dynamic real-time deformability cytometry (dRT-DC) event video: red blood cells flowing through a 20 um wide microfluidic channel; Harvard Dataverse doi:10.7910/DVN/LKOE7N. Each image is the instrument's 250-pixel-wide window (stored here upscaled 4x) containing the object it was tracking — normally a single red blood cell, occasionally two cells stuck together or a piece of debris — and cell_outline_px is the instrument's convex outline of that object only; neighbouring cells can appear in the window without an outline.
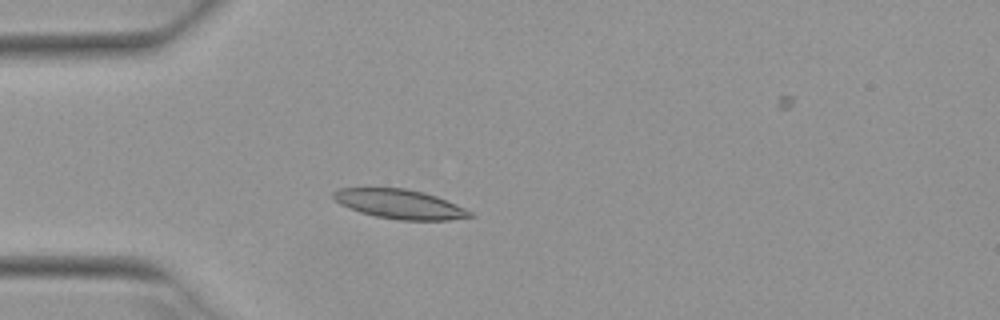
{"species": "Egyptian fruit bat (a non-hibernating species)", "species_latin": "Rousettus aegyptiacus", "temperature_condition": "warm", "stored_images_in_passage": 53, "camera_frame_rate_fps": 3000, "um_per_image_px": 0.085, "animal": {"sex": "female"}, "frame": {"image": 1, "passage_image": 15, "time_ms": 4.667, "image_size_px": [1000, 320], "cell_outline_px": [[472, 216], [448, 220], [400, 220], [376, 216], [360, 212], [348, 208], [340, 204], [332, 196], [332, 192], [340, 188], [404, 188], [424, 192], [436, 196], [456, 204], [472, 212]], "centroid_in_image_um": [33.95, 17.34], "position_along_channel_um": 51.0, "area_um2": 23.18}}
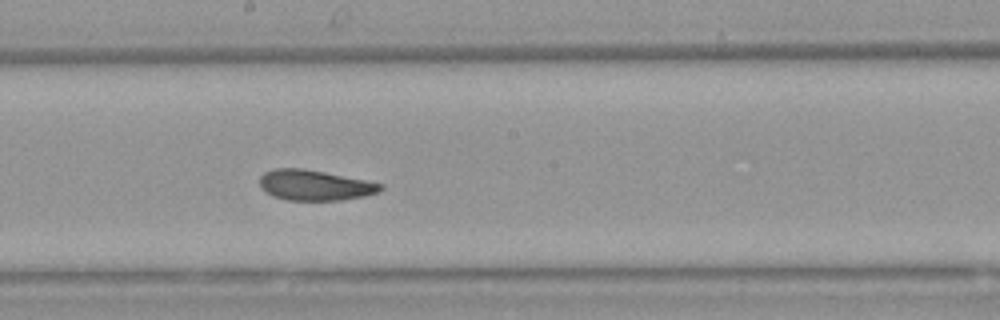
{"frame": {"image": 2, "passage_image": 29, "time_ms": 9.333, "image_size_px": [1000, 320], "cell_outline_px": [[384, 188], [380, 192], [364, 196], [340, 200], [288, 200], [272, 196], [264, 192], [260, 188], [260, 176], [264, 172], [272, 168], [304, 168], [384, 184]], "centroid_in_image_um": [26.72, 15.74], "position_along_channel_um": 221.5, "area_um2": 21.56}}
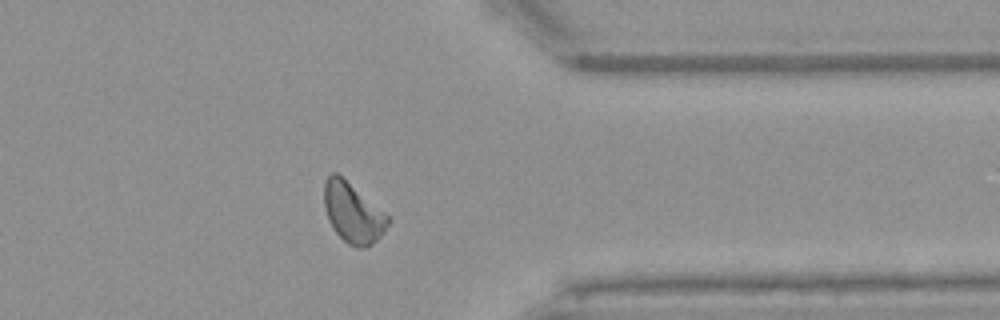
{"frame": {"image": 3, "passage_image": 42, "time_ms": 13.667, "image_size_px": [1000, 320], "cell_outline_px": [[392, 220], [384, 232], [372, 244], [364, 248], [356, 248], [348, 244], [336, 232], [328, 220], [324, 208], [324, 184], [328, 176], [332, 172], [336, 172], [388, 216]], "centroid_in_image_um": [29.98, 18.12], "position_along_channel_um": 381.4, "area_um2": 21.96}, "authors_computed_cell_mechanics": {"area_um2": 22.1374, "velocity_mm_per_s": 3.9072, "shape_relaxation_time_tau1_ms": 6.2978, "shape_relaxation_time_tau2_ms": 3.581, "deformation_change_tau1": 0.1556, "deformation_change_tau2": 0.102}}